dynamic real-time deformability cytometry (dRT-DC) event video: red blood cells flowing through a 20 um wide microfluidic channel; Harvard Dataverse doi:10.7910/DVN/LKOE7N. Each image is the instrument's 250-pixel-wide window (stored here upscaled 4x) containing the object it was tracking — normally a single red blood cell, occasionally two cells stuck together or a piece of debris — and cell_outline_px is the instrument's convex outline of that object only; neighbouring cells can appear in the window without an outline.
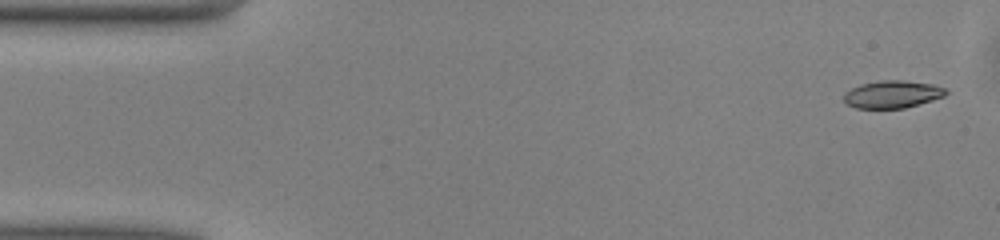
{"species": "common noctule bat (a hibernating species)", "species_latin": "Nyctalus noctula", "temperature_condition": "warm", "stored_images_in_passage": 14, "camera_frame_rate_fps": 3000, "um_per_image_px": 0.085, "animal": {"sex": "male", "body_mass_g": 13.0, "forearm_length_mm": 53.1}, "frame": {"image": 1, "passage_image": 2, "time_ms": 0.333, "image_size_px": [1000, 240], "cell_outline_px": [[948, 92], [944, 96], [932, 100], [904, 108], [856, 108], [844, 104], [844, 92], [860, 84], [880, 80], [904, 80], [932, 84], [944, 88]], "centroid_in_image_um": [75.81, 8.01], "position_along_channel_um": 9.2, "area_um2": 16.36}}
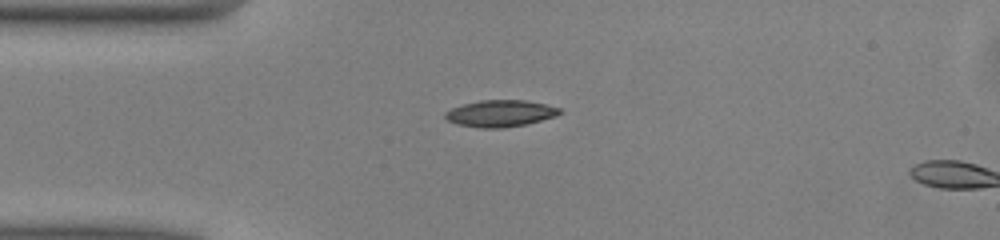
{"frame": {"image": 2, "passage_image": 12, "time_ms": 3.667, "image_size_px": [1000, 240], "cell_outline_px": [[560, 112], [556, 116], [524, 124], [500, 128], [480, 128], [456, 124], [448, 120], [444, 116], [444, 112], [452, 108], [464, 104], [480, 100], [524, 100], [544, 104], [560, 108]], "centroid_in_image_um": [42.48, 9.64], "position_along_channel_um": 42.5, "area_um2": 17.57}}